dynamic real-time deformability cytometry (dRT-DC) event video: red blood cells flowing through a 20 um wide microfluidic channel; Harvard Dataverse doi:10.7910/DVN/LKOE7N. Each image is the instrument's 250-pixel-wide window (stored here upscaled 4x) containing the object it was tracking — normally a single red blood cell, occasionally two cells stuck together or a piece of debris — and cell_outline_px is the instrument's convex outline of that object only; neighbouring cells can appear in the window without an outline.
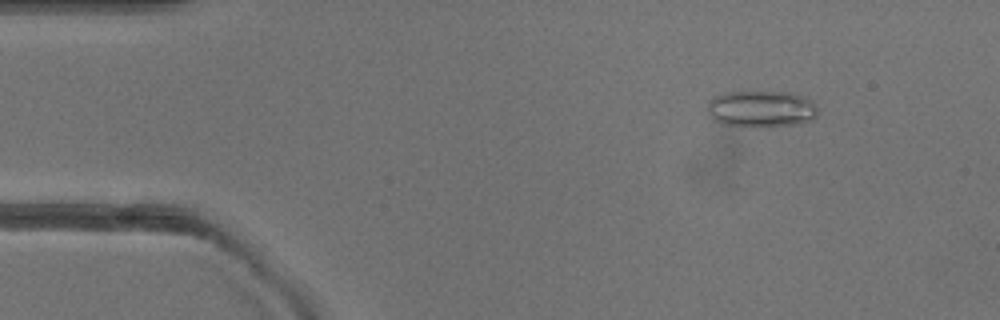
{"species": "common noctule bat (a hibernating species)", "species_latin": "Nyctalus noctula", "temperature_condition": "warm", "stored_images_in_passage": 51, "camera_frame_rate_fps": 3000, "um_per_image_px": 0.085, "animal": {"sex": "female"}, "frame": {"image": 1, "passage_image": 7, "time_ms": 2.0, "image_size_px": [1000, 320], "cell_outline_px": [[816, 116], [812, 120], [796, 124], [760, 128], [720, 124], [712, 120], [708, 112], [708, 104], [712, 96], [724, 92], [788, 92], [800, 96], [816, 104]], "centroid_in_image_um": [64.64, 9.28], "position_along_channel_um": 20.4, "area_um2": 23.81}}
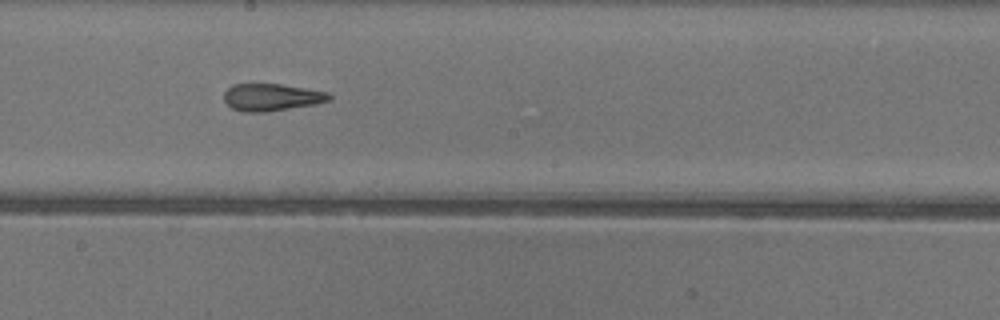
{"frame": {"image": 2, "passage_image": 28, "time_ms": 9.0, "image_size_px": [1000, 320], "cell_outline_px": [[332, 100], [316, 104], [268, 112], [240, 112], [232, 108], [224, 100], [224, 92], [232, 84], [280, 84], [328, 92], [332, 96]], "centroid_in_image_um": [23.09, 8.27], "position_along_channel_um": 225.1, "area_um2": 16.82}}
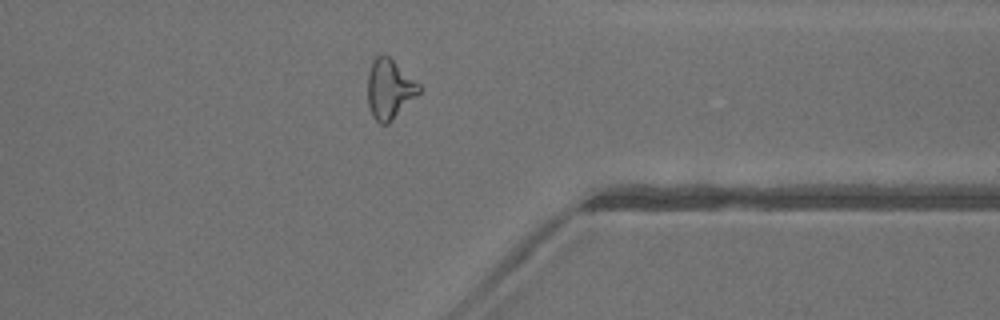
{"frame": {"image": 3, "passage_image": 40, "time_ms": 13.0, "image_size_px": [1000, 320], "cell_outline_px": [[420, 92], [388, 124], [380, 124], [372, 116], [368, 104], [368, 72], [372, 60], [380, 52], [384, 52], [420, 84]], "centroid_in_image_um": [33.08, 7.54], "position_along_channel_um": 378.3, "area_um2": 17.92}, "authors_computed_cell_mechanics": {"area_um2": 18.7272, "velocity_mm_per_s": 4.0687, "shape_relaxation_time_tau1_ms": null, "shape_relaxation_time_tau2_ms": 2.0223, "deformation_change_tau1": null, "deformation_change_tau2": 0.1153}}